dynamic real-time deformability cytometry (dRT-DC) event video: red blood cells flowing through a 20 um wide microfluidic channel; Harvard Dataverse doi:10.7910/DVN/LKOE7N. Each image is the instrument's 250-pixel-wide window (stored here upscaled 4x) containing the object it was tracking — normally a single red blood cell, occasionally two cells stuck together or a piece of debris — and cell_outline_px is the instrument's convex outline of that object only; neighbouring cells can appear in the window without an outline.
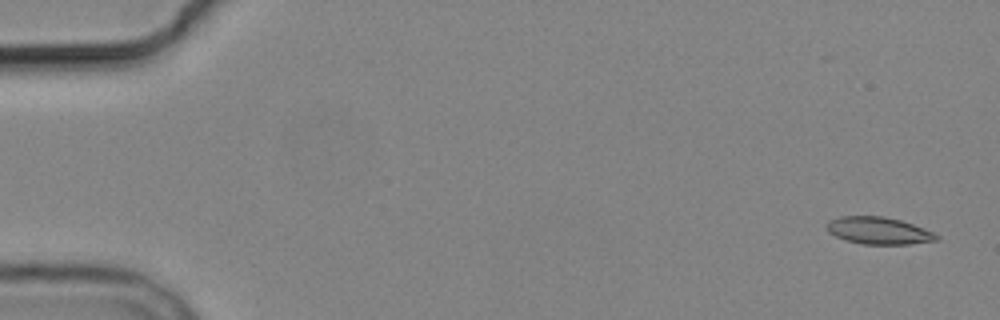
{"species": "common noctule bat (a hibernating species)", "species_latin": "Nyctalus noctula", "temperature_condition": "cold", "stored_images_in_passage": 3, "camera_frame_rate_fps": 3000, "um_per_image_px": 0.085, "animal": {"sex": "male", "body_mass_g": 19.2, "forearm_length_mm": 51.8}, "frame": {"image": 1, "passage_image": 1, "time_ms": 0.0, "image_size_px": [1000, 320], "cell_outline_px": [[940, 240], [908, 244], [864, 244], [844, 240], [828, 232], [824, 224], [828, 220], [840, 216], [884, 216], [900, 220], [912, 224], [932, 232], [940, 236]], "centroid_in_image_um": [74.64, 19.6], "position_along_channel_um": 10.4, "area_um2": 17.46}}